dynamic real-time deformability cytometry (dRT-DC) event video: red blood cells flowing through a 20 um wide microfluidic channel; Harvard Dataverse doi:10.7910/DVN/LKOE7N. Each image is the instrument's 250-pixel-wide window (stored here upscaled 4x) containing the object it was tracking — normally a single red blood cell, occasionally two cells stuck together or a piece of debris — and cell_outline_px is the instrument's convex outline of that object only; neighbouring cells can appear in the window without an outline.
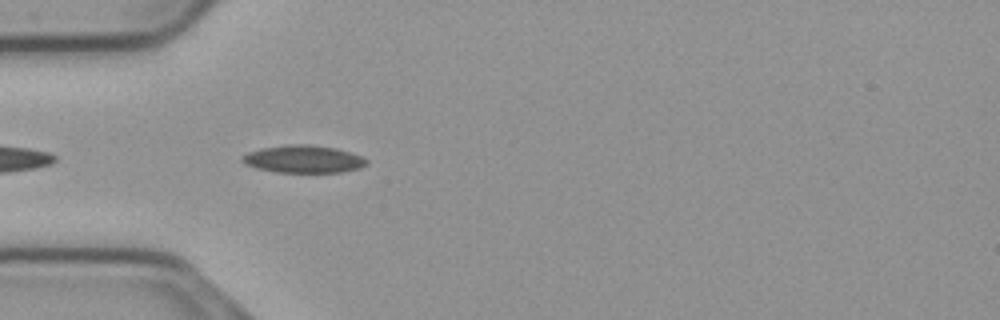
{"species": "common noctule bat (a hibernating species)", "species_latin": "Nyctalus noctula", "temperature_condition": "cold", "stored_images_in_passage": 9, "camera_frame_rate_fps": 3000, "um_per_image_px": 0.085, "animal": {"sex": "male", "body_mass_g": 23.1, "forearm_length_mm": 52.7}, "frame": {"image": 1, "passage_image": 3, "time_ms": 0.667, "image_size_px": [1000, 320], "cell_outline_px": [[368, 164], [360, 168], [340, 172], [276, 172], [256, 168], [244, 164], [240, 160], [240, 156], [248, 152], [260, 148], [288, 144], [304, 144], [336, 148], [364, 156], [368, 160]], "centroid_in_image_um": [25.78, 13.52], "position_along_channel_um": 59.2, "area_um2": 20.17}}